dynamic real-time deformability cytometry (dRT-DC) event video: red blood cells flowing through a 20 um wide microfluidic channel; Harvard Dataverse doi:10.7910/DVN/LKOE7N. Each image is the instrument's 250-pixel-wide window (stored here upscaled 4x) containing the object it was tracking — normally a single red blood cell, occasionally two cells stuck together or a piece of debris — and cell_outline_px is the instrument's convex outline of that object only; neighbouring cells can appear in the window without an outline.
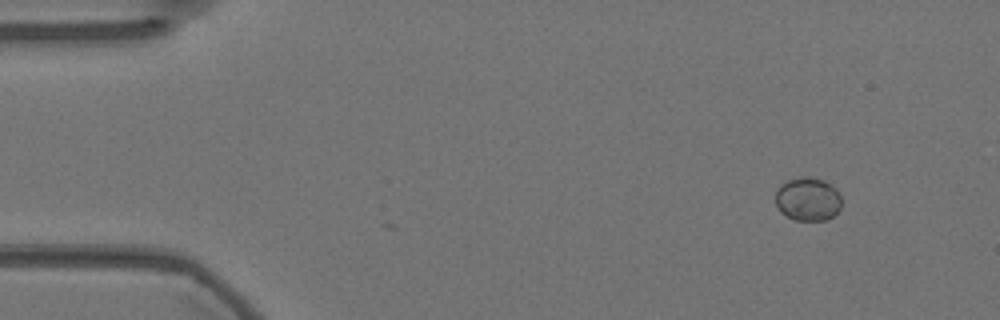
{"species": "Egyptian fruit bat (a non-hibernating species)", "species_latin": "Rousettus aegyptiacus", "temperature_condition": "warm", "stored_images_in_passage": 2, "camera_frame_rate_fps": 3000, "um_per_image_px": 0.085, "animal": {"sex": "female"}, "frame": {"image": 1, "passage_image": 2, "time_ms": 0.333, "image_size_px": [1000, 320], "cell_outline_px": [[840, 208], [832, 216], [824, 220], [792, 220], [780, 212], [776, 204], [776, 188], [780, 184], [788, 180], [800, 176], [808, 176], [824, 180], [832, 184], [836, 188], [840, 196]], "centroid_in_image_um": [68.64, 16.9], "position_along_channel_um": 16.4, "area_um2": 16.94}}